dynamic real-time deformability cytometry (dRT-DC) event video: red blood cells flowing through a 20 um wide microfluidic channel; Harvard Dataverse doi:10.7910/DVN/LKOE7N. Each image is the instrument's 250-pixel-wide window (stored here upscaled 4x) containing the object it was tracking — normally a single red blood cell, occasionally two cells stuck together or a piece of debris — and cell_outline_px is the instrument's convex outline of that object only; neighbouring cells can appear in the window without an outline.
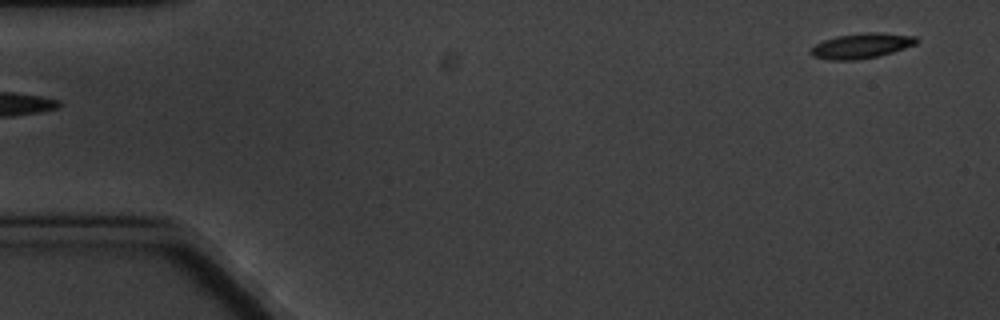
{"species": "common noctule bat (a hibernating species)", "species_latin": "Nyctalus noctula", "temperature_condition": "cold", "stored_images_in_passage": 6, "segment_of_instrument_passage": [2, 2], "camera_frame_rate_fps": 3000, "um_per_image_px": 0.085, "animal": {"sex": "male", "body_mass_g": 20.1, "forearm_length_mm": 53.5}, "frame": {"image": 1, "passage_image": 6, "time_ms": 6.0, "image_size_px": [1000, 320], "cell_outline_px": [[920, 40], [916, 44], [880, 56], [856, 60], [832, 60], [812, 56], [808, 52], [816, 44], [824, 40], [836, 36], [864, 32], [880, 32], [916, 36]], "centroid_in_image_um": [73.24, 3.89], "position_along_channel_um": 11.8, "area_um2": 15.61}}